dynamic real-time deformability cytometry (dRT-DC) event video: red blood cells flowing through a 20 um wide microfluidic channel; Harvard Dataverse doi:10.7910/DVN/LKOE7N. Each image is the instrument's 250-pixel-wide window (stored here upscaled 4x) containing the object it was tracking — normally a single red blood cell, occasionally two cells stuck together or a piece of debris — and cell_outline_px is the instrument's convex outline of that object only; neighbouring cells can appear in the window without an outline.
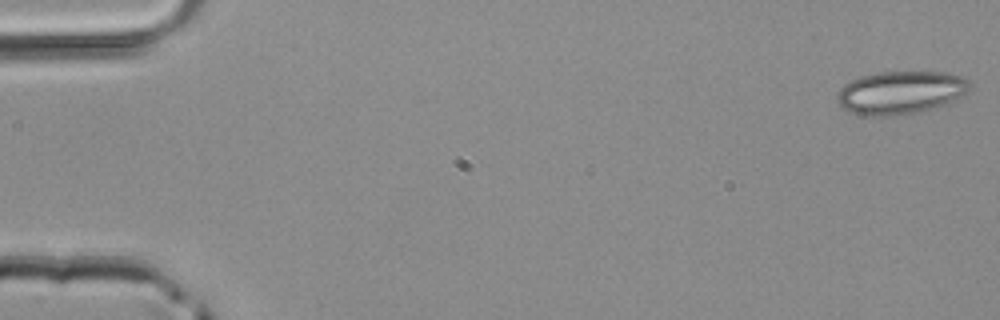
{"species": "common noctule bat (a hibernating species)", "species_latin": "Nyctalus noctula", "temperature_condition": "room temperature", "stored_images_in_passage": 4, "camera_frame_rate_fps": 3000, "um_per_image_px": 0.085, "animal": {"sex": "male", "body_mass_g": 20.4}, "frame": {"image": 1, "passage_image": 1, "time_ms": 0.0, "image_size_px": [1000, 320], "cell_outline_px": [[972, 84], [968, 92], [956, 100], [944, 104], [916, 112], [888, 116], [876, 116], [852, 112], [844, 108], [840, 104], [836, 96], [840, 88], [844, 84], [860, 76], [876, 72], [944, 72], [964, 76]], "centroid_in_image_um": [76.59, 7.84], "position_along_channel_um": 8.4, "area_um2": 33.12}}